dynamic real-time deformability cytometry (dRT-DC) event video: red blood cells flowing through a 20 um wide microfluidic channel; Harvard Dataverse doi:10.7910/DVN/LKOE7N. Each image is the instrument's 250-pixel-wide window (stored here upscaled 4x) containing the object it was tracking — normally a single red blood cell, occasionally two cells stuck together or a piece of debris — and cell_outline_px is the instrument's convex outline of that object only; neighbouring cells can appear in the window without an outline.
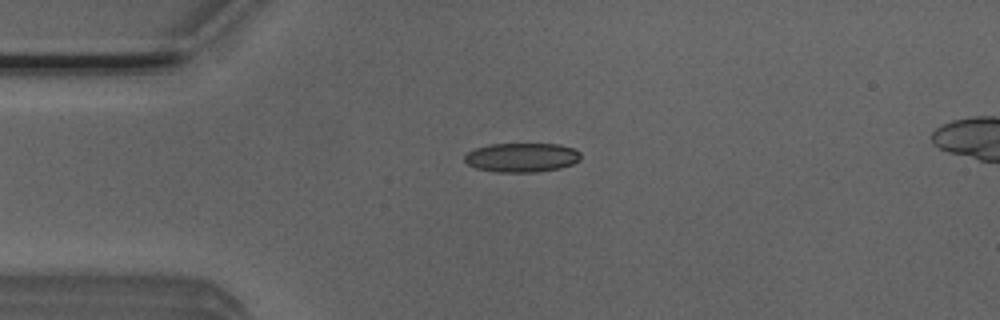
{"species": "Egyptian fruit bat (a non-hibernating species)", "species_latin": "Rousettus aegyptiacus", "temperature_condition": "room temperature", "stored_images_in_passage": 41, "camera_frame_rate_fps": 3000, "um_per_image_px": 0.085, "animal": {"sex": "male"}, "frame": {"image": 1, "passage_image": 1, "time_ms": 0.0, "image_size_px": [1000, 320], "cell_outline_px": [[580, 160], [572, 164], [560, 168], [536, 172], [500, 172], [476, 168], [468, 164], [464, 160], [464, 156], [468, 152], [476, 148], [488, 144], [560, 144], [576, 148], [580, 152]], "centroid_in_image_um": [44.38, 13.38], "position_along_channel_um": 40.6, "area_um2": 19.83}}
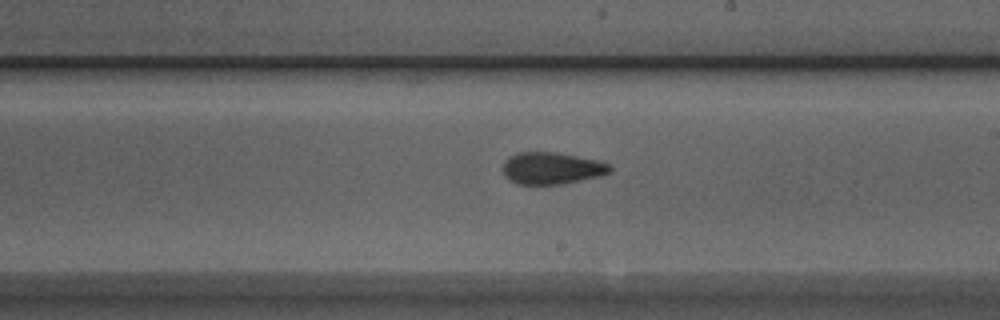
{"frame": {"image": 2, "passage_image": 18, "time_ms": 5.667, "image_size_px": [1000, 320], "cell_outline_px": [[612, 172], [600, 176], [564, 184], [516, 184], [504, 172], [504, 160], [508, 156], [516, 152], [556, 152], [600, 160], [612, 164]], "centroid_in_image_um": [46.97, 14.28], "position_along_channel_um": 242.0, "area_um2": 20.11}}
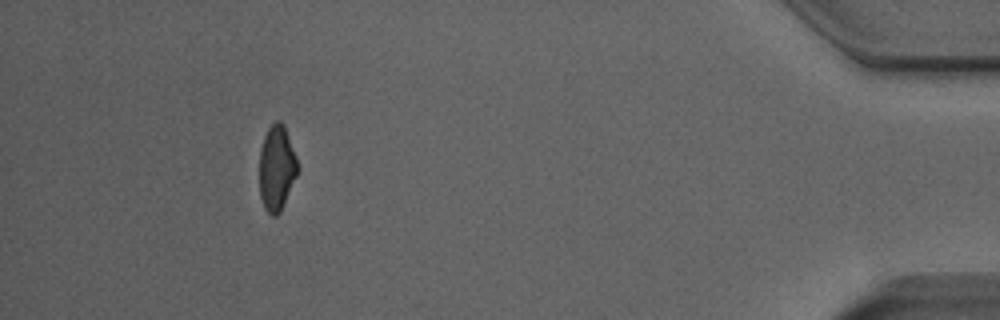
{"frame": {"image": 3, "passage_image": 36, "time_ms": 11.667, "image_size_px": [1000, 320], "cell_outline_px": [[296, 176], [280, 212], [276, 216], [272, 216], [264, 208], [260, 196], [260, 148], [264, 136], [268, 128], [276, 120], [280, 120], [284, 124], [296, 156]], "centroid_in_image_um": [23.5, 14.26], "position_along_channel_um": 411.7, "area_um2": 18.73}, "authors_computed_cell_mechanics": {"area_um2": 20.0566, "velocity_mm_per_s": 3.9515, "shape_relaxation_time_tau1_ms": null, "shape_relaxation_time_tau2_ms": 2.0622, "deformation_change_tau1": null, "deformation_change_tau2": 0.0824}}